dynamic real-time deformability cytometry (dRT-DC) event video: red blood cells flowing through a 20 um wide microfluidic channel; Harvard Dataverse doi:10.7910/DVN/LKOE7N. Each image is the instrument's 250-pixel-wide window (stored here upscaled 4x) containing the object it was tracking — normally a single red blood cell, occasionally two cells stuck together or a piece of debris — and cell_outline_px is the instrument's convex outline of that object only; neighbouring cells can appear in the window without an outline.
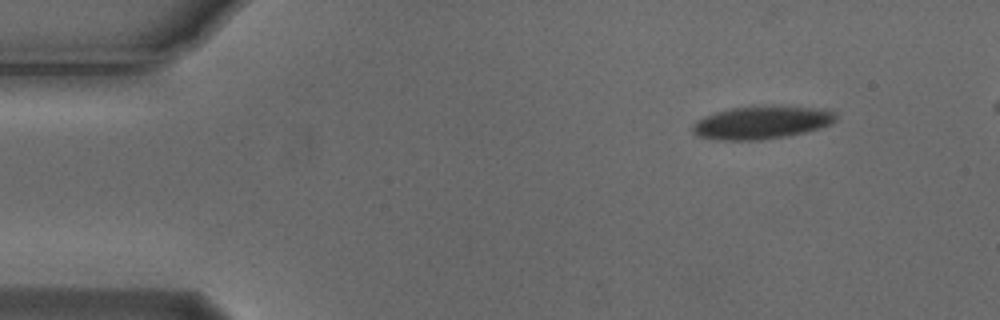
{"species": "Egyptian fruit bat (a non-hibernating species)", "species_latin": "Rousettus aegyptiacus", "temperature_condition": "cold", "stored_images_in_passage": 8, "camera_frame_rate_fps": 3000, "um_per_image_px": 0.085, "animal": {"sex": "male"}, "frame": {"image": 1, "passage_image": 1, "time_ms": 0.0, "image_size_px": [1000, 320], "cell_outline_px": [[836, 120], [832, 124], [804, 132], [788, 136], [760, 140], [720, 140], [696, 136], [692, 132], [692, 124], [696, 120], [704, 116], [716, 112], [732, 108], [828, 108], [836, 112]], "centroid_in_image_um": [64.71, 10.45], "position_along_channel_um": 20.3, "area_um2": 26.88}}
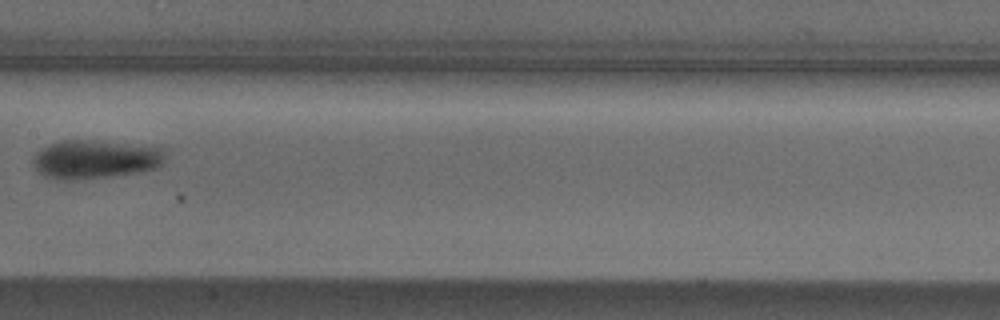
{"frame": {"image": 2, "passage_image": 7, "time_ms": 2.0, "image_size_px": [1000, 320], "cell_outline_px": [[164, 156], [160, 164], [156, 168], [108, 176], [72, 180], [64, 180], [44, 176], [36, 168], [32, 160], [36, 152], [40, 148], [48, 144], [60, 140], [92, 140], [164, 148]], "centroid_in_image_um": [8.01, 13.52], "position_along_channel_um": 199.4, "area_um2": 29.3}}
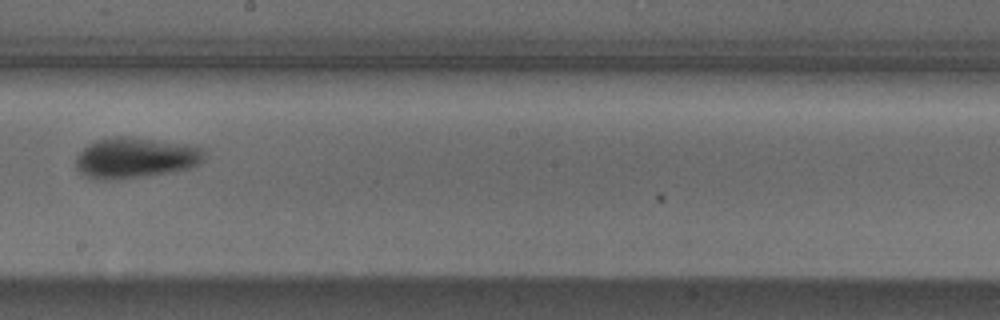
{"frame": {"image": 3, "passage_image": 8, "time_ms": 2.333, "image_size_px": [1000, 320], "cell_outline_px": [[204, 160], [200, 164], [176, 172], [112, 180], [92, 180], [84, 176], [76, 168], [76, 156], [88, 144], [96, 140], [116, 136], [128, 136], [196, 144], [204, 148]], "centroid_in_image_um": [11.55, 13.41], "position_along_channel_um": 236.7, "area_um2": 31.27}}